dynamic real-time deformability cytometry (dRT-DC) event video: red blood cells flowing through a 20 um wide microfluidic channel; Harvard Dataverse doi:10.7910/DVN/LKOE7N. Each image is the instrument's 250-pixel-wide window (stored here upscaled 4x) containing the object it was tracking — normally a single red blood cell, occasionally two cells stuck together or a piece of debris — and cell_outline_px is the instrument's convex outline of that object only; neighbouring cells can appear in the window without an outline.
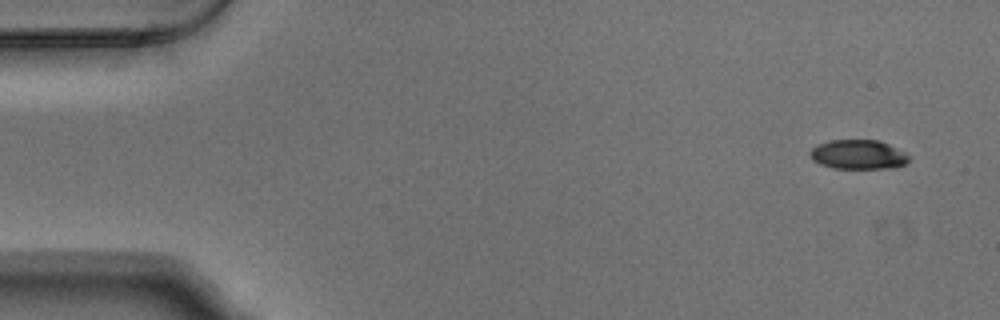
{"species": "Egyptian fruit bat (a non-hibernating species)", "species_latin": "Rousettus aegyptiacus", "temperature_condition": "warm", "stored_images_in_passage": 5, "segment_of_instrument_passage": [1, 2], "camera_frame_rate_fps": 3000, "um_per_image_px": 0.085, "animal": {"sex": "male"}, "frame": {"image": 1, "passage_image": 1, "time_ms": 0.0, "image_size_px": [1000, 320], "cell_outline_px": [[912, 156], [908, 164], [892, 168], [832, 168], [820, 164], [812, 160], [812, 148], [820, 144], [832, 140], [880, 140]], "centroid_in_image_um": [73.03, 13.14], "position_along_channel_um": 12.0, "area_um2": 16.88}}
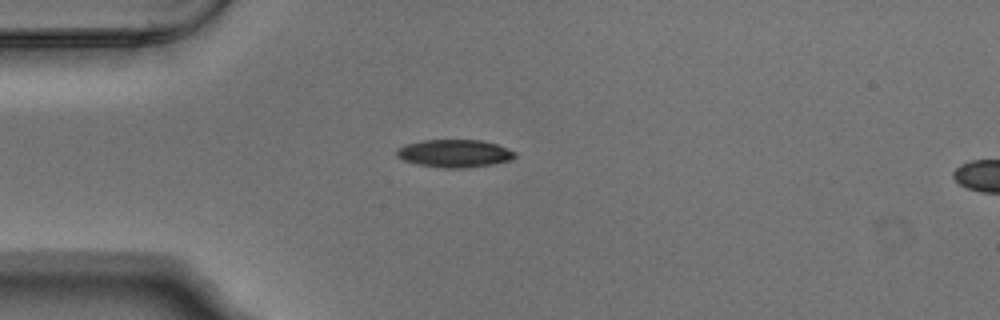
{"frame": {"image": 2, "passage_image": 4, "time_ms": 1.0, "image_size_px": [1000, 320], "cell_outline_px": [[516, 156], [512, 160], [492, 164], [468, 168], [444, 168], [416, 164], [404, 160], [396, 156], [396, 148], [404, 144], [420, 140], [484, 140], [496, 144], [516, 152]], "centroid_in_image_um": [38.61, 13.04], "position_along_channel_um": 46.4, "area_um2": 19.36}}